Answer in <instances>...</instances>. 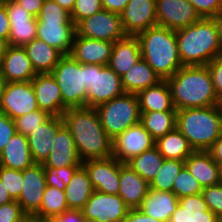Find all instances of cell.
Masks as SVG:
<instances>
[{"label": "cell", "instance_id": "obj_1", "mask_svg": "<svg viewBox=\"0 0 222 222\" xmlns=\"http://www.w3.org/2000/svg\"><path fill=\"white\" fill-rule=\"evenodd\" d=\"M82 161L113 155L112 139L104 131L95 108H68L62 115Z\"/></svg>", "mask_w": 222, "mask_h": 222}, {"label": "cell", "instance_id": "obj_2", "mask_svg": "<svg viewBox=\"0 0 222 222\" xmlns=\"http://www.w3.org/2000/svg\"><path fill=\"white\" fill-rule=\"evenodd\" d=\"M174 108H203L218 104L207 65L182 66L167 80Z\"/></svg>", "mask_w": 222, "mask_h": 222}, {"label": "cell", "instance_id": "obj_3", "mask_svg": "<svg viewBox=\"0 0 222 222\" xmlns=\"http://www.w3.org/2000/svg\"><path fill=\"white\" fill-rule=\"evenodd\" d=\"M175 34L183 66L207 65L222 54V43L212 18H201Z\"/></svg>", "mask_w": 222, "mask_h": 222}, {"label": "cell", "instance_id": "obj_4", "mask_svg": "<svg viewBox=\"0 0 222 222\" xmlns=\"http://www.w3.org/2000/svg\"><path fill=\"white\" fill-rule=\"evenodd\" d=\"M136 37L140 42L142 58L161 80L172 77L183 66L174 30L154 26L140 32Z\"/></svg>", "mask_w": 222, "mask_h": 222}, {"label": "cell", "instance_id": "obj_5", "mask_svg": "<svg viewBox=\"0 0 222 222\" xmlns=\"http://www.w3.org/2000/svg\"><path fill=\"white\" fill-rule=\"evenodd\" d=\"M176 128L194 151H208L222 134V115L217 105L178 110Z\"/></svg>", "mask_w": 222, "mask_h": 222}, {"label": "cell", "instance_id": "obj_6", "mask_svg": "<svg viewBox=\"0 0 222 222\" xmlns=\"http://www.w3.org/2000/svg\"><path fill=\"white\" fill-rule=\"evenodd\" d=\"M95 109L104 131L112 140L141 121L139 101L135 94L124 93Z\"/></svg>", "mask_w": 222, "mask_h": 222}, {"label": "cell", "instance_id": "obj_7", "mask_svg": "<svg viewBox=\"0 0 222 222\" xmlns=\"http://www.w3.org/2000/svg\"><path fill=\"white\" fill-rule=\"evenodd\" d=\"M51 74L60 87L63 104L67 108L86 106L85 64L66 54L61 57Z\"/></svg>", "mask_w": 222, "mask_h": 222}, {"label": "cell", "instance_id": "obj_8", "mask_svg": "<svg viewBox=\"0 0 222 222\" xmlns=\"http://www.w3.org/2000/svg\"><path fill=\"white\" fill-rule=\"evenodd\" d=\"M86 107L96 108L125 93L121 77L108 65L85 64Z\"/></svg>", "mask_w": 222, "mask_h": 222}, {"label": "cell", "instance_id": "obj_9", "mask_svg": "<svg viewBox=\"0 0 222 222\" xmlns=\"http://www.w3.org/2000/svg\"><path fill=\"white\" fill-rule=\"evenodd\" d=\"M76 35L115 43L127 37L121 15L102 9L75 25Z\"/></svg>", "mask_w": 222, "mask_h": 222}, {"label": "cell", "instance_id": "obj_10", "mask_svg": "<svg viewBox=\"0 0 222 222\" xmlns=\"http://www.w3.org/2000/svg\"><path fill=\"white\" fill-rule=\"evenodd\" d=\"M38 109L31 81L6 83L0 101V111L15 120Z\"/></svg>", "mask_w": 222, "mask_h": 222}, {"label": "cell", "instance_id": "obj_11", "mask_svg": "<svg viewBox=\"0 0 222 222\" xmlns=\"http://www.w3.org/2000/svg\"><path fill=\"white\" fill-rule=\"evenodd\" d=\"M113 157L121 163L129 162L155 146L156 140L141 123L127 128L113 140Z\"/></svg>", "mask_w": 222, "mask_h": 222}, {"label": "cell", "instance_id": "obj_12", "mask_svg": "<svg viewBox=\"0 0 222 222\" xmlns=\"http://www.w3.org/2000/svg\"><path fill=\"white\" fill-rule=\"evenodd\" d=\"M129 209L118 194H105L94 190L81 210L85 218L99 222H122Z\"/></svg>", "mask_w": 222, "mask_h": 222}, {"label": "cell", "instance_id": "obj_13", "mask_svg": "<svg viewBox=\"0 0 222 222\" xmlns=\"http://www.w3.org/2000/svg\"><path fill=\"white\" fill-rule=\"evenodd\" d=\"M157 26L177 31L201 19L188 0H156Z\"/></svg>", "mask_w": 222, "mask_h": 222}, {"label": "cell", "instance_id": "obj_14", "mask_svg": "<svg viewBox=\"0 0 222 222\" xmlns=\"http://www.w3.org/2000/svg\"><path fill=\"white\" fill-rule=\"evenodd\" d=\"M94 190L105 194H118L121 162L113 156L105 159H89L82 162Z\"/></svg>", "mask_w": 222, "mask_h": 222}, {"label": "cell", "instance_id": "obj_15", "mask_svg": "<svg viewBox=\"0 0 222 222\" xmlns=\"http://www.w3.org/2000/svg\"><path fill=\"white\" fill-rule=\"evenodd\" d=\"M23 187L17 202L23 212L32 218L40 209L47 186L43 164L35 163L22 171Z\"/></svg>", "mask_w": 222, "mask_h": 222}, {"label": "cell", "instance_id": "obj_16", "mask_svg": "<svg viewBox=\"0 0 222 222\" xmlns=\"http://www.w3.org/2000/svg\"><path fill=\"white\" fill-rule=\"evenodd\" d=\"M5 6L10 22L8 43L23 47L37 38V17L32 16L25 7L15 0H6Z\"/></svg>", "mask_w": 222, "mask_h": 222}, {"label": "cell", "instance_id": "obj_17", "mask_svg": "<svg viewBox=\"0 0 222 222\" xmlns=\"http://www.w3.org/2000/svg\"><path fill=\"white\" fill-rule=\"evenodd\" d=\"M156 0H129L120 14L127 36H137L148 28L157 26Z\"/></svg>", "mask_w": 222, "mask_h": 222}, {"label": "cell", "instance_id": "obj_18", "mask_svg": "<svg viewBox=\"0 0 222 222\" xmlns=\"http://www.w3.org/2000/svg\"><path fill=\"white\" fill-rule=\"evenodd\" d=\"M39 109L50 116H61L68 109L63 104L57 81L51 73H37L31 80Z\"/></svg>", "mask_w": 222, "mask_h": 222}, {"label": "cell", "instance_id": "obj_19", "mask_svg": "<svg viewBox=\"0 0 222 222\" xmlns=\"http://www.w3.org/2000/svg\"><path fill=\"white\" fill-rule=\"evenodd\" d=\"M114 43L75 34L70 55L81 64L108 65Z\"/></svg>", "mask_w": 222, "mask_h": 222}, {"label": "cell", "instance_id": "obj_20", "mask_svg": "<svg viewBox=\"0 0 222 222\" xmlns=\"http://www.w3.org/2000/svg\"><path fill=\"white\" fill-rule=\"evenodd\" d=\"M82 162L70 130L63 124L57 131L52 149L43 166L44 168H63L82 166Z\"/></svg>", "mask_w": 222, "mask_h": 222}, {"label": "cell", "instance_id": "obj_21", "mask_svg": "<svg viewBox=\"0 0 222 222\" xmlns=\"http://www.w3.org/2000/svg\"><path fill=\"white\" fill-rule=\"evenodd\" d=\"M0 73L6 82H28L37 75L25 49L11 45L0 63Z\"/></svg>", "mask_w": 222, "mask_h": 222}, {"label": "cell", "instance_id": "obj_22", "mask_svg": "<svg viewBox=\"0 0 222 222\" xmlns=\"http://www.w3.org/2000/svg\"><path fill=\"white\" fill-rule=\"evenodd\" d=\"M64 124L61 116H50L27 136L29 149L35 163L43 164L52 149L58 129Z\"/></svg>", "mask_w": 222, "mask_h": 222}, {"label": "cell", "instance_id": "obj_23", "mask_svg": "<svg viewBox=\"0 0 222 222\" xmlns=\"http://www.w3.org/2000/svg\"><path fill=\"white\" fill-rule=\"evenodd\" d=\"M219 217L207 206L202 193L178 198L169 222H216Z\"/></svg>", "mask_w": 222, "mask_h": 222}, {"label": "cell", "instance_id": "obj_24", "mask_svg": "<svg viewBox=\"0 0 222 222\" xmlns=\"http://www.w3.org/2000/svg\"><path fill=\"white\" fill-rule=\"evenodd\" d=\"M75 34L73 22H37V38L63 55L70 54Z\"/></svg>", "mask_w": 222, "mask_h": 222}, {"label": "cell", "instance_id": "obj_25", "mask_svg": "<svg viewBox=\"0 0 222 222\" xmlns=\"http://www.w3.org/2000/svg\"><path fill=\"white\" fill-rule=\"evenodd\" d=\"M184 163L202 188L222 182L221 166L212 159L208 151H194Z\"/></svg>", "mask_w": 222, "mask_h": 222}, {"label": "cell", "instance_id": "obj_26", "mask_svg": "<svg viewBox=\"0 0 222 222\" xmlns=\"http://www.w3.org/2000/svg\"><path fill=\"white\" fill-rule=\"evenodd\" d=\"M118 195L130 209L139 208L150 184L126 163H121Z\"/></svg>", "mask_w": 222, "mask_h": 222}, {"label": "cell", "instance_id": "obj_27", "mask_svg": "<svg viewBox=\"0 0 222 222\" xmlns=\"http://www.w3.org/2000/svg\"><path fill=\"white\" fill-rule=\"evenodd\" d=\"M141 58L139 39L136 36H127L114 43L108 66L122 77Z\"/></svg>", "mask_w": 222, "mask_h": 222}, {"label": "cell", "instance_id": "obj_28", "mask_svg": "<svg viewBox=\"0 0 222 222\" xmlns=\"http://www.w3.org/2000/svg\"><path fill=\"white\" fill-rule=\"evenodd\" d=\"M178 206V197L171 191L149 189L139 209L162 222H169Z\"/></svg>", "mask_w": 222, "mask_h": 222}, {"label": "cell", "instance_id": "obj_29", "mask_svg": "<svg viewBox=\"0 0 222 222\" xmlns=\"http://www.w3.org/2000/svg\"><path fill=\"white\" fill-rule=\"evenodd\" d=\"M34 164L27 137L16 133L0 154V166L23 171Z\"/></svg>", "mask_w": 222, "mask_h": 222}, {"label": "cell", "instance_id": "obj_30", "mask_svg": "<svg viewBox=\"0 0 222 222\" xmlns=\"http://www.w3.org/2000/svg\"><path fill=\"white\" fill-rule=\"evenodd\" d=\"M23 48L36 73H51L63 56L59 50L39 38L28 42Z\"/></svg>", "mask_w": 222, "mask_h": 222}, {"label": "cell", "instance_id": "obj_31", "mask_svg": "<svg viewBox=\"0 0 222 222\" xmlns=\"http://www.w3.org/2000/svg\"><path fill=\"white\" fill-rule=\"evenodd\" d=\"M137 98L141 112L177 111L173 106L166 80H161L156 85L139 92Z\"/></svg>", "mask_w": 222, "mask_h": 222}, {"label": "cell", "instance_id": "obj_32", "mask_svg": "<svg viewBox=\"0 0 222 222\" xmlns=\"http://www.w3.org/2000/svg\"><path fill=\"white\" fill-rule=\"evenodd\" d=\"M121 80L125 93L137 95L144 89L156 85L161 81V78L155 73L152 67L141 58L121 77Z\"/></svg>", "mask_w": 222, "mask_h": 222}, {"label": "cell", "instance_id": "obj_33", "mask_svg": "<svg viewBox=\"0 0 222 222\" xmlns=\"http://www.w3.org/2000/svg\"><path fill=\"white\" fill-rule=\"evenodd\" d=\"M93 192L94 188L88 173L83 166H80L65 187V197L69 209L81 210Z\"/></svg>", "mask_w": 222, "mask_h": 222}, {"label": "cell", "instance_id": "obj_34", "mask_svg": "<svg viewBox=\"0 0 222 222\" xmlns=\"http://www.w3.org/2000/svg\"><path fill=\"white\" fill-rule=\"evenodd\" d=\"M155 146L164 159L185 161L193 152L187 139L176 128L156 140Z\"/></svg>", "mask_w": 222, "mask_h": 222}, {"label": "cell", "instance_id": "obj_35", "mask_svg": "<svg viewBox=\"0 0 222 222\" xmlns=\"http://www.w3.org/2000/svg\"><path fill=\"white\" fill-rule=\"evenodd\" d=\"M140 123L157 140L176 129L177 111L141 112Z\"/></svg>", "mask_w": 222, "mask_h": 222}, {"label": "cell", "instance_id": "obj_36", "mask_svg": "<svg viewBox=\"0 0 222 222\" xmlns=\"http://www.w3.org/2000/svg\"><path fill=\"white\" fill-rule=\"evenodd\" d=\"M163 160L164 157L159 153L157 147L154 146L142 154L133 157L126 164L150 184L158 174Z\"/></svg>", "mask_w": 222, "mask_h": 222}, {"label": "cell", "instance_id": "obj_37", "mask_svg": "<svg viewBox=\"0 0 222 222\" xmlns=\"http://www.w3.org/2000/svg\"><path fill=\"white\" fill-rule=\"evenodd\" d=\"M68 209L65 191L56 187L46 186L40 209L32 218L34 220H49Z\"/></svg>", "mask_w": 222, "mask_h": 222}, {"label": "cell", "instance_id": "obj_38", "mask_svg": "<svg viewBox=\"0 0 222 222\" xmlns=\"http://www.w3.org/2000/svg\"><path fill=\"white\" fill-rule=\"evenodd\" d=\"M184 166L185 163L182 160L164 159L158 174L150 183V188L157 191L172 192L174 180Z\"/></svg>", "mask_w": 222, "mask_h": 222}, {"label": "cell", "instance_id": "obj_39", "mask_svg": "<svg viewBox=\"0 0 222 222\" xmlns=\"http://www.w3.org/2000/svg\"><path fill=\"white\" fill-rule=\"evenodd\" d=\"M202 186L184 166L173 183L172 192L178 197L202 193Z\"/></svg>", "mask_w": 222, "mask_h": 222}, {"label": "cell", "instance_id": "obj_40", "mask_svg": "<svg viewBox=\"0 0 222 222\" xmlns=\"http://www.w3.org/2000/svg\"><path fill=\"white\" fill-rule=\"evenodd\" d=\"M37 22H73L71 14L54 0H45Z\"/></svg>", "mask_w": 222, "mask_h": 222}, {"label": "cell", "instance_id": "obj_41", "mask_svg": "<svg viewBox=\"0 0 222 222\" xmlns=\"http://www.w3.org/2000/svg\"><path fill=\"white\" fill-rule=\"evenodd\" d=\"M49 117L50 115L47 112L42 111L41 109L25 114L14 120L16 131L17 133H20L27 137L37 127L43 124Z\"/></svg>", "mask_w": 222, "mask_h": 222}, {"label": "cell", "instance_id": "obj_42", "mask_svg": "<svg viewBox=\"0 0 222 222\" xmlns=\"http://www.w3.org/2000/svg\"><path fill=\"white\" fill-rule=\"evenodd\" d=\"M80 166H66L63 168H44L47 186L56 187L65 191L75 171Z\"/></svg>", "mask_w": 222, "mask_h": 222}, {"label": "cell", "instance_id": "obj_43", "mask_svg": "<svg viewBox=\"0 0 222 222\" xmlns=\"http://www.w3.org/2000/svg\"><path fill=\"white\" fill-rule=\"evenodd\" d=\"M0 179L11 198L18 200L23 187L22 171L0 166Z\"/></svg>", "mask_w": 222, "mask_h": 222}, {"label": "cell", "instance_id": "obj_44", "mask_svg": "<svg viewBox=\"0 0 222 222\" xmlns=\"http://www.w3.org/2000/svg\"><path fill=\"white\" fill-rule=\"evenodd\" d=\"M103 9L101 0H76L71 14V19L76 25L79 21Z\"/></svg>", "mask_w": 222, "mask_h": 222}, {"label": "cell", "instance_id": "obj_45", "mask_svg": "<svg viewBox=\"0 0 222 222\" xmlns=\"http://www.w3.org/2000/svg\"><path fill=\"white\" fill-rule=\"evenodd\" d=\"M202 195L208 208L222 218V182L209 187H204Z\"/></svg>", "mask_w": 222, "mask_h": 222}, {"label": "cell", "instance_id": "obj_46", "mask_svg": "<svg viewBox=\"0 0 222 222\" xmlns=\"http://www.w3.org/2000/svg\"><path fill=\"white\" fill-rule=\"evenodd\" d=\"M28 218L17 200L0 206V222H24Z\"/></svg>", "mask_w": 222, "mask_h": 222}, {"label": "cell", "instance_id": "obj_47", "mask_svg": "<svg viewBox=\"0 0 222 222\" xmlns=\"http://www.w3.org/2000/svg\"><path fill=\"white\" fill-rule=\"evenodd\" d=\"M201 18H212L222 10V0H188Z\"/></svg>", "mask_w": 222, "mask_h": 222}, {"label": "cell", "instance_id": "obj_48", "mask_svg": "<svg viewBox=\"0 0 222 222\" xmlns=\"http://www.w3.org/2000/svg\"><path fill=\"white\" fill-rule=\"evenodd\" d=\"M16 133L15 121L0 111V154Z\"/></svg>", "mask_w": 222, "mask_h": 222}, {"label": "cell", "instance_id": "obj_49", "mask_svg": "<svg viewBox=\"0 0 222 222\" xmlns=\"http://www.w3.org/2000/svg\"><path fill=\"white\" fill-rule=\"evenodd\" d=\"M214 90L218 98L222 96V54L207 64Z\"/></svg>", "mask_w": 222, "mask_h": 222}, {"label": "cell", "instance_id": "obj_50", "mask_svg": "<svg viewBox=\"0 0 222 222\" xmlns=\"http://www.w3.org/2000/svg\"><path fill=\"white\" fill-rule=\"evenodd\" d=\"M51 222H84L85 217L80 209H68L60 215L49 219Z\"/></svg>", "mask_w": 222, "mask_h": 222}, {"label": "cell", "instance_id": "obj_51", "mask_svg": "<svg viewBox=\"0 0 222 222\" xmlns=\"http://www.w3.org/2000/svg\"><path fill=\"white\" fill-rule=\"evenodd\" d=\"M122 222H162L143 213L139 208L129 209Z\"/></svg>", "mask_w": 222, "mask_h": 222}, {"label": "cell", "instance_id": "obj_52", "mask_svg": "<svg viewBox=\"0 0 222 222\" xmlns=\"http://www.w3.org/2000/svg\"><path fill=\"white\" fill-rule=\"evenodd\" d=\"M10 34V22L5 2H0V39L7 40Z\"/></svg>", "mask_w": 222, "mask_h": 222}, {"label": "cell", "instance_id": "obj_53", "mask_svg": "<svg viewBox=\"0 0 222 222\" xmlns=\"http://www.w3.org/2000/svg\"><path fill=\"white\" fill-rule=\"evenodd\" d=\"M19 5L25 7V9L32 16L37 17L40 13L41 7L45 0H15Z\"/></svg>", "mask_w": 222, "mask_h": 222}, {"label": "cell", "instance_id": "obj_54", "mask_svg": "<svg viewBox=\"0 0 222 222\" xmlns=\"http://www.w3.org/2000/svg\"><path fill=\"white\" fill-rule=\"evenodd\" d=\"M128 2L129 0H101L103 9L117 14H121L124 11Z\"/></svg>", "mask_w": 222, "mask_h": 222}, {"label": "cell", "instance_id": "obj_55", "mask_svg": "<svg viewBox=\"0 0 222 222\" xmlns=\"http://www.w3.org/2000/svg\"><path fill=\"white\" fill-rule=\"evenodd\" d=\"M211 154L212 159L222 167V134L220 137L213 143L211 148L208 150Z\"/></svg>", "mask_w": 222, "mask_h": 222}, {"label": "cell", "instance_id": "obj_56", "mask_svg": "<svg viewBox=\"0 0 222 222\" xmlns=\"http://www.w3.org/2000/svg\"><path fill=\"white\" fill-rule=\"evenodd\" d=\"M14 201L5 189L4 184L0 179V206Z\"/></svg>", "mask_w": 222, "mask_h": 222}, {"label": "cell", "instance_id": "obj_57", "mask_svg": "<svg viewBox=\"0 0 222 222\" xmlns=\"http://www.w3.org/2000/svg\"><path fill=\"white\" fill-rule=\"evenodd\" d=\"M219 35L220 42L222 43V10L219 11L214 17H212Z\"/></svg>", "mask_w": 222, "mask_h": 222}, {"label": "cell", "instance_id": "obj_58", "mask_svg": "<svg viewBox=\"0 0 222 222\" xmlns=\"http://www.w3.org/2000/svg\"><path fill=\"white\" fill-rule=\"evenodd\" d=\"M54 1H56L62 8L66 9L71 13L76 0H54Z\"/></svg>", "mask_w": 222, "mask_h": 222}, {"label": "cell", "instance_id": "obj_59", "mask_svg": "<svg viewBox=\"0 0 222 222\" xmlns=\"http://www.w3.org/2000/svg\"><path fill=\"white\" fill-rule=\"evenodd\" d=\"M8 46H9V43L7 40L0 39V63L2 61L3 56L6 53Z\"/></svg>", "mask_w": 222, "mask_h": 222}, {"label": "cell", "instance_id": "obj_60", "mask_svg": "<svg viewBox=\"0 0 222 222\" xmlns=\"http://www.w3.org/2000/svg\"><path fill=\"white\" fill-rule=\"evenodd\" d=\"M6 79L1 75L0 73V101H1V97L4 93V89H5V86H6Z\"/></svg>", "mask_w": 222, "mask_h": 222}, {"label": "cell", "instance_id": "obj_61", "mask_svg": "<svg viewBox=\"0 0 222 222\" xmlns=\"http://www.w3.org/2000/svg\"><path fill=\"white\" fill-rule=\"evenodd\" d=\"M220 114L222 115V96L218 98V104H217Z\"/></svg>", "mask_w": 222, "mask_h": 222}, {"label": "cell", "instance_id": "obj_62", "mask_svg": "<svg viewBox=\"0 0 222 222\" xmlns=\"http://www.w3.org/2000/svg\"><path fill=\"white\" fill-rule=\"evenodd\" d=\"M84 222H99V221L96 219L85 218Z\"/></svg>", "mask_w": 222, "mask_h": 222}, {"label": "cell", "instance_id": "obj_63", "mask_svg": "<svg viewBox=\"0 0 222 222\" xmlns=\"http://www.w3.org/2000/svg\"><path fill=\"white\" fill-rule=\"evenodd\" d=\"M24 222H36V220H34L33 218H28L26 221Z\"/></svg>", "mask_w": 222, "mask_h": 222}, {"label": "cell", "instance_id": "obj_64", "mask_svg": "<svg viewBox=\"0 0 222 222\" xmlns=\"http://www.w3.org/2000/svg\"><path fill=\"white\" fill-rule=\"evenodd\" d=\"M36 222H51L50 220H36Z\"/></svg>", "mask_w": 222, "mask_h": 222}, {"label": "cell", "instance_id": "obj_65", "mask_svg": "<svg viewBox=\"0 0 222 222\" xmlns=\"http://www.w3.org/2000/svg\"><path fill=\"white\" fill-rule=\"evenodd\" d=\"M216 222H222V218H218Z\"/></svg>", "mask_w": 222, "mask_h": 222}]
</instances>
